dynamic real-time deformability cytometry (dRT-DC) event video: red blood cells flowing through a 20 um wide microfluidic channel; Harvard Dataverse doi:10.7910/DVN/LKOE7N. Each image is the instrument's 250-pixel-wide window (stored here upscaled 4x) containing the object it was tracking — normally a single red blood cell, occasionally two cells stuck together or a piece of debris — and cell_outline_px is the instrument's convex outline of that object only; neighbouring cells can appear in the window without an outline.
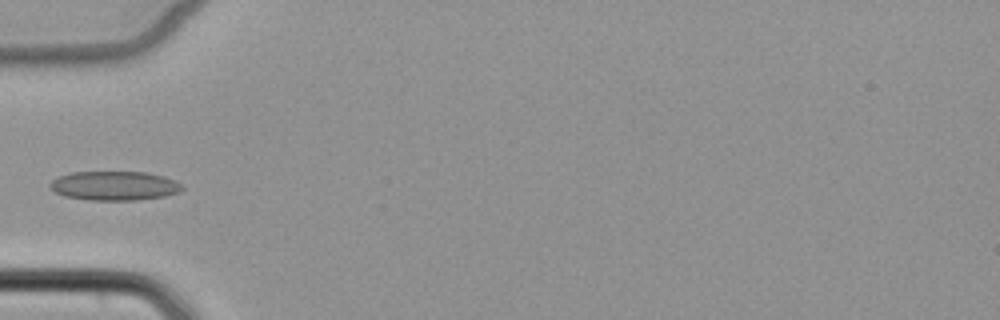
{"species": "common noctule bat (a hibernating species)", "species_latin": "Nyctalus noctula", "temperature_condition": "cold", "stored_images_in_passage": 4, "camera_frame_rate_fps": 3000, "um_per_image_px": 0.085, "animal": {"sex": "female", "body_mass_g": 22.7, "forearm_length_mm": 54.2}, "frame": {"image": 1, "passage_image": 4, "time_ms": 3.667, "image_size_px": [1000, 320], "cell_outline_px": [[184, 188], [180, 192], [164, 196], [136, 200], [88, 200], [64, 196], [48, 188], [48, 184], [56, 176], [72, 172], [144, 172], [164, 176], [176, 180]], "centroid_in_image_um": [9.69, 15.79], "position_along_channel_um": 75.3, "area_um2": 22.66}}